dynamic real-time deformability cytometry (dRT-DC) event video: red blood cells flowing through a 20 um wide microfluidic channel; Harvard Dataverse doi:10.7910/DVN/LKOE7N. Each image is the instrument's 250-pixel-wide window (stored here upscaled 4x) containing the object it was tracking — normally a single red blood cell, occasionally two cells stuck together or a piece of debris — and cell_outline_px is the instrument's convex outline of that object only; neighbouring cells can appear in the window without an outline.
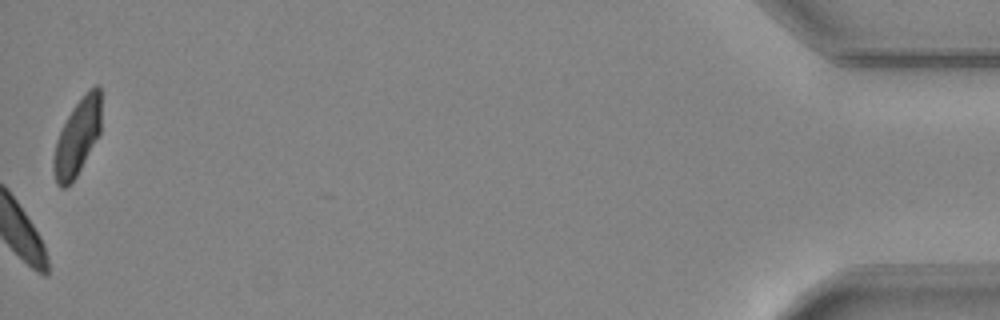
{"species": "common noctule bat (a hibernating species)", "species_latin": "Nyctalus noctula", "temperature_condition": "warm", "stored_images_in_passage": 52, "camera_frame_rate_fps": 3000, "um_per_image_px": 0.085, "animal": {"sex": "female", "body_mass_g": 24.6, "forearm_length_mm": 56.2}, "frame": {"image": 1, "passage_image": 52, "time_ms": 17.0, "image_size_px": [1000, 320], "cell_outline_px": [[100, 132], [76, 176], [64, 188], [60, 188], [56, 184], [52, 168], [52, 160], [56, 140], [72, 108], [88, 88], [96, 84], [100, 88]], "centroid_in_image_um": [6.55, 11.65], "position_along_channel_um": 428.7, "area_um2": 20.92}, "authors_computed_cell_mechanics": {"area_um2": 20.9814, "velocity_mm_per_s": 3.9113, "shape_relaxation_time_tau1_ms": 3.1755, "shape_relaxation_time_tau2_ms": null, "deformation_change_tau1": 0.0811, "deformation_change_tau2": null}}